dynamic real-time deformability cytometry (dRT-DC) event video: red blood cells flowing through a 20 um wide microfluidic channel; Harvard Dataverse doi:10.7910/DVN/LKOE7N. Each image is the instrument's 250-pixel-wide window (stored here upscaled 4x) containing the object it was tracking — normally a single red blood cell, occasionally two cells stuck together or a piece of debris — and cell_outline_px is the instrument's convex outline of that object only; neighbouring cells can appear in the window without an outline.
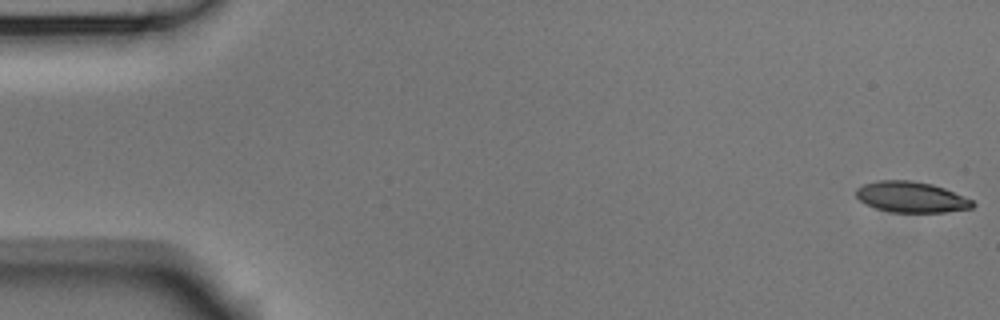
{"species": "Egyptian fruit bat (a non-hibernating species)", "species_latin": "Rousettus aegyptiacus", "temperature_condition": "room temperature", "stored_images_in_passage": 54, "camera_frame_rate_fps": 3000, "um_per_image_px": 0.085, "animal": {"sex": "male"}, "frame": {"image": 1, "passage_image": 1, "time_ms": 0.0, "image_size_px": [1000, 320], "cell_outline_px": [[976, 204], [972, 208], [944, 212], [892, 212], [876, 208], [860, 200], [856, 196], [856, 188], [864, 184], [876, 180], [908, 180], [932, 184], [944, 188], [972, 200]], "centroid_in_image_um": [77.45, 16.74], "position_along_channel_um": 7.5, "area_um2": 20.75}}
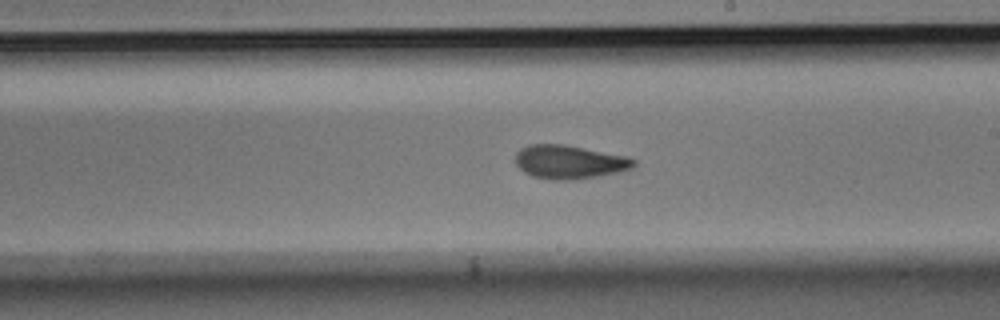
{"frame": {"image": 2, "passage_image": 31, "time_ms": 10.0, "image_size_px": [1000, 320], "cell_outline_px": [[636, 164], [632, 168], [620, 172], [600, 176], [572, 180], [552, 180], [532, 176], [524, 172], [516, 164], [516, 152], [520, 148], [528, 144], [564, 144], [628, 156], [636, 160]], "centroid_in_image_um": [48.41, 13.77], "position_along_channel_um": 240.6, "area_um2": 23.47}}
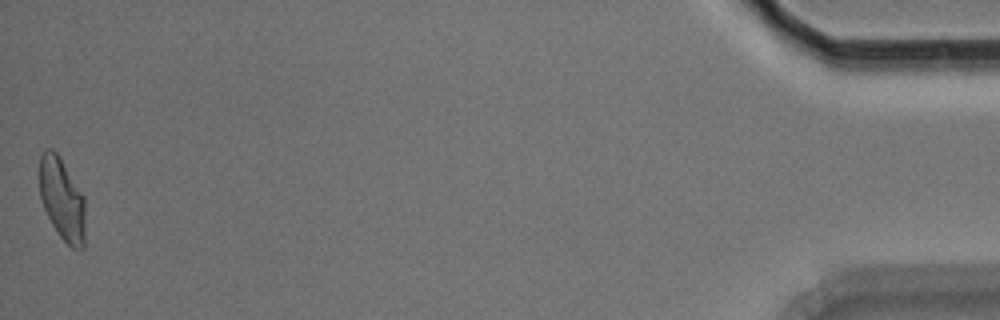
{"frame": {"image": 3, "passage_image": 54, "time_ms": 17.667, "image_size_px": [1000, 320], "cell_outline_px": [[84, 248], [72, 248], [60, 236], [52, 224], [44, 208], [40, 196], [40, 156], [48, 148], [52, 148], [56, 152], [84, 196]], "centroid_in_image_um": [5.27, 16.94], "position_along_channel_um": 429.9, "area_um2": 21.5}, "authors_computed_cell_mechanics": {"area_um2": 22.253, "velocity_mm_per_s": 3.713, "shape_relaxation_time_tau1_ms": 5.521, "shape_relaxation_time_tau2_ms": 2.343, "deformation_change_tau1": 0.1685, "deformation_change_tau2": 0.0844}}